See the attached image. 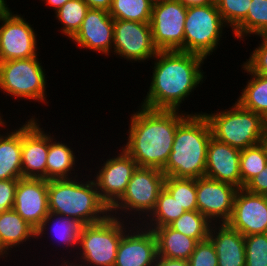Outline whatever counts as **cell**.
<instances>
[{
  "label": "cell",
  "instance_id": "cell-4",
  "mask_svg": "<svg viewBox=\"0 0 267 266\" xmlns=\"http://www.w3.org/2000/svg\"><path fill=\"white\" fill-rule=\"evenodd\" d=\"M80 177L83 180L77 176L48 181L49 212L70 217L82 225L98 223L110 215V209L100 198L92 174L86 176L88 181L83 175Z\"/></svg>",
  "mask_w": 267,
  "mask_h": 266
},
{
  "label": "cell",
  "instance_id": "cell-42",
  "mask_svg": "<svg viewBox=\"0 0 267 266\" xmlns=\"http://www.w3.org/2000/svg\"><path fill=\"white\" fill-rule=\"evenodd\" d=\"M89 8L110 11L112 0H83Z\"/></svg>",
  "mask_w": 267,
  "mask_h": 266
},
{
  "label": "cell",
  "instance_id": "cell-9",
  "mask_svg": "<svg viewBox=\"0 0 267 266\" xmlns=\"http://www.w3.org/2000/svg\"><path fill=\"white\" fill-rule=\"evenodd\" d=\"M226 27L228 28L215 3L187 7L184 52L198 54L208 59L207 57L215 53L220 46Z\"/></svg>",
  "mask_w": 267,
  "mask_h": 266
},
{
  "label": "cell",
  "instance_id": "cell-29",
  "mask_svg": "<svg viewBox=\"0 0 267 266\" xmlns=\"http://www.w3.org/2000/svg\"><path fill=\"white\" fill-rule=\"evenodd\" d=\"M185 212L171 194L163 188L158 196L155 208L141 224L154 230L157 227L169 225Z\"/></svg>",
  "mask_w": 267,
  "mask_h": 266
},
{
  "label": "cell",
  "instance_id": "cell-35",
  "mask_svg": "<svg viewBox=\"0 0 267 266\" xmlns=\"http://www.w3.org/2000/svg\"><path fill=\"white\" fill-rule=\"evenodd\" d=\"M252 0H215L224 23L233 31L247 16Z\"/></svg>",
  "mask_w": 267,
  "mask_h": 266
},
{
  "label": "cell",
  "instance_id": "cell-28",
  "mask_svg": "<svg viewBox=\"0 0 267 266\" xmlns=\"http://www.w3.org/2000/svg\"><path fill=\"white\" fill-rule=\"evenodd\" d=\"M232 33L239 41L247 40L250 35H267V0H252L246 18Z\"/></svg>",
  "mask_w": 267,
  "mask_h": 266
},
{
  "label": "cell",
  "instance_id": "cell-46",
  "mask_svg": "<svg viewBox=\"0 0 267 266\" xmlns=\"http://www.w3.org/2000/svg\"><path fill=\"white\" fill-rule=\"evenodd\" d=\"M7 5L6 0H0V14L5 13L6 11H9L10 8Z\"/></svg>",
  "mask_w": 267,
  "mask_h": 266
},
{
  "label": "cell",
  "instance_id": "cell-5",
  "mask_svg": "<svg viewBox=\"0 0 267 266\" xmlns=\"http://www.w3.org/2000/svg\"><path fill=\"white\" fill-rule=\"evenodd\" d=\"M129 225L133 223L111 214L98 223L83 225L77 255L72 259L84 266H114L119 242Z\"/></svg>",
  "mask_w": 267,
  "mask_h": 266
},
{
  "label": "cell",
  "instance_id": "cell-20",
  "mask_svg": "<svg viewBox=\"0 0 267 266\" xmlns=\"http://www.w3.org/2000/svg\"><path fill=\"white\" fill-rule=\"evenodd\" d=\"M240 154V149L211 137L207 147L205 177L242 189Z\"/></svg>",
  "mask_w": 267,
  "mask_h": 266
},
{
  "label": "cell",
  "instance_id": "cell-34",
  "mask_svg": "<svg viewBox=\"0 0 267 266\" xmlns=\"http://www.w3.org/2000/svg\"><path fill=\"white\" fill-rule=\"evenodd\" d=\"M164 188L185 211H197L196 179L166 177Z\"/></svg>",
  "mask_w": 267,
  "mask_h": 266
},
{
  "label": "cell",
  "instance_id": "cell-6",
  "mask_svg": "<svg viewBox=\"0 0 267 266\" xmlns=\"http://www.w3.org/2000/svg\"><path fill=\"white\" fill-rule=\"evenodd\" d=\"M232 104L228 109L214 113L203 112L210 124L212 137L240 150L261 143L265 119L243 108L237 101Z\"/></svg>",
  "mask_w": 267,
  "mask_h": 266
},
{
  "label": "cell",
  "instance_id": "cell-3",
  "mask_svg": "<svg viewBox=\"0 0 267 266\" xmlns=\"http://www.w3.org/2000/svg\"><path fill=\"white\" fill-rule=\"evenodd\" d=\"M212 137L210 124L201 112H191L178 125L172 151L162 172L166 177L205 176L207 147Z\"/></svg>",
  "mask_w": 267,
  "mask_h": 266
},
{
  "label": "cell",
  "instance_id": "cell-39",
  "mask_svg": "<svg viewBox=\"0 0 267 266\" xmlns=\"http://www.w3.org/2000/svg\"><path fill=\"white\" fill-rule=\"evenodd\" d=\"M19 179L0 180V213L13 209Z\"/></svg>",
  "mask_w": 267,
  "mask_h": 266
},
{
  "label": "cell",
  "instance_id": "cell-49",
  "mask_svg": "<svg viewBox=\"0 0 267 266\" xmlns=\"http://www.w3.org/2000/svg\"><path fill=\"white\" fill-rule=\"evenodd\" d=\"M3 117H4V116H3V114H2L1 111H0V123L4 120Z\"/></svg>",
  "mask_w": 267,
  "mask_h": 266
},
{
  "label": "cell",
  "instance_id": "cell-50",
  "mask_svg": "<svg viewBox=\"0 0 267 266\" xmlns=\"http://www.w3.org/2000/svg\"><path fill=\"white\" fill-rule=\"evenodd\" d=\"M265 130H267V117L265 118Z\"/></svg>",
  "mask_w": 267,
  "mask_h": 266
},
{
  "label": "cell",
  "instance_id": "cell-22",
  "mask_svg": "<svg viewBox=\"0 0 267 266\" xmlns=\"http://www.w3.org/2000/svg\"><path fill=\"white\" fill-rule=\"evenodd\" d=\"M36 240V229L25 221L14 209L0 213V259L11 257L12 249Z\"/></svg>",
  "mask_w": 267,
  "mask_h": 266
},
{
  "label": "cell",
  "instance_id": "cell-38",
  "mask_svg": "<svg viewBox=\"0 0 267 266\" xmlns=\"http://www.w3.org/2000/svg\"><path fill=\"white\" fill-rule=\"evenodd\" d=\"M261 43L257 45L250 57L243 64L253 73L267 76V35H259Z\"/></svg>",
  "mask_w": 267,
  "mask_h": 266
},
{
  "label": "cell",
  "instance_id": "cell-33",
  "mask_svg": "<svg viewBox=\"0 0 267 266\" xmlns=\"http://www.w3.org/2000/svg\"><path fill=\"white\" fill-rule=\"evenodd\" d=\"M266 164L267 150L262 142L241 150L240 175L243 188L252 178L265 169Z\"/></svg>",
  "mask_w": 267,
  "mask_h": 266
},
{
  "label": "cell",
  "instance_id": "cell-15",
  "mask_svg": "<svg viewBox=\"0 0 267 266\" xmlns=\"http://www.w3.org/2000/svg\"><path fill=\"white\" fill-rule=\"evenodd\" d=\"M26 120L22 123V178L46 179L49 132L35 115Z\"/></svg>",
  "mask_w": 267,
  "mask_h": 266
},
{
  "label": "cell",
  "instance_id": "cell-44",
  "mask_svg": "<svg viewBox=\"0 0 267 266\" xmlns=\"http://www.w3.org/2000/svg\"><path fill=\"white\" fill-rule=\"evenodd\" d=\"M44 1V4L48 7H52L54 9V13L59 10L66 2L70 0H41Z\"/></svg>",
  "mask_w": 267,
  "mask_h": 266
},
{
  "label": "cell",
  "instance_id": "cell-45",
  "mask_svg": "<svg viewBox=\"0 0 267 266\" xmlns=\"http://www.w3.org/2000/svg\"><path fill=\"white\" fill-rule=\"evenodd\" d=\"M60 259V260H59ZM57 258V260L59 261H57L56 260V264H55V266H84V265H82V264H80V263H78L77 261H75V260H72L71 258H64V257H60V258ZM65 259V260H64ZM70 259V260H69ZM58 263V264H57ZM59 263H61V264H59ZM46 266H51V264L50 265H46ZM52 266H54V264H52Z\"/></svg>",
  "mask_w": 267,
  "mask_h": 266
},
{
  "label": "cell",
  "instance_id": "cell-18",
  "mask_svg": "<svg viewBox=\"0 0 267 266\" xmlns=\"http://www.w3.org/2000/svg\"><path fill=\"white\" fill-rule=\"evenodd\" d=\"M114 19L108 11L89 8L77 33L70 39L79 49H88L104 56L113 50Z\"/></svg>",
  "mask_w": 267,
  "mask_h": 266
},
{
  "label": "cell",
  "instance_id": "cell-31",
  "mask_svg": "<svg viewBox=\"0 0 267 266\" xmlns=\"http://www.w3.org/2000/svg\"><path fill=\"white\" fill-rule=\"evenodd\" d=\"M211 225L212 223L198 211H186L169 224L172 229L198 242L208 239Z\"/></svg>",
  "mask_w": 267,
  "mask_h": 266
},
{
  "label": "cell",
  "instance_id": "cell-25",
  "mask_svg": "<svg viewBox=\"0 0 267 266\" xmlns=\"http://www.w3.org/2000/svg\"><path fill=\"white\" fill-rule=\"evenodd\" d=\"M55 140V141H54ZM66 144L51 135L49 131V150L47 154L46 163V180H56V179H69L77 177L79 173L75 172V169H80L77 167V158L73 149ZM77 161V162H76ZM74 171V172H72ZM74 175V176H73Z\"/></svg>",
  "mask_w": 267,
  "mask_h": 266
},
{
  "label": "cell",
  "instance_id": "cell-12",
  "mask_svg": "<svg viewBox=\"0 0 267 266\" xmlns=\"http://www.w3.org/2000/svg\"><path fill=\"white\" fill-rule=\"evenodd\" d=\"M113 55L130 62L153 59L159 51L152 39L150 22L114 19ZM115 53V54H114Z\"/></svg>",
  "mask_w": 267,
  "mask_h": 266
},
{
  "label": "cell",
  "instance_id": "cell-19",
  "mask_svg": "<svg viewBox=\"0 0 267 266\" xmlns=\"http://www.w3.org/2000/svg\"><path fill=\"white\" fill-rule=\"evenodd\" d=\"M13 209L37 229L49 214L48 180L19 179Z\"/></svg>",
  "mask_w": 267,
  "mask_h": 266
},
{
  "label": "cell",
  "instance_id": "cell-23",
  "mask_svg": "<svg viewBox=\"0 0 267 266\" xmlns=\"http://www.w3.org/2000/svg\"><path fill=\"white\" fill-rule=\"evenodd\" d=\"M82 226L81 223L70 217L49 212L42 224L36 229V240L42 239L43 237L46 238V234L48 235V239L50 237L49 235H51V241H56V246H62L69 254L72 252L75 253L72 256L74 257L78 250L79 234Z\"/></svg>",
  "mask_w": 267,
  "mask_h": 266
},
{
  "label": "cell",
  "instance_id": "cell-7",
  "mask_svg": "<svg viewBox=\"0 0 267 266\" xmlns=\"http://www.w3.org/2000/svg\"><path fill=\"white\" fill-rule=\"evenodd\" d=\"M165 178L162 170L137 167L125 192L110 208V214L131 223L141 224L155 208L158 196L164 188Z\"/></svg>",
  "mask_w": 267,
  "mask_h": 266
},
{
  "label": "cell",
  "instance_id": "cell-27",
  "mask_svg": "<svg viewBox=\"0 0 267 266\" xmlns=\"http://www.w3.org/2000/svg\"><path fill=\"white\" fill-rule=\"evenodd\" d=\"M244 73H248L250 79L242 88L237 102L245 109L267 117V76L251 72L244 64L241 65Z\"/></svg>",
  "mask_w": 267,
  "mask_h": 266
},
{
  "label": "cell",
  "instance_id": "cell-10",
  "mask_svg": "<svg viewBox=\"0 0 267 266\" xmlns=\"http://www.w3.org/2000/svg\"><path fill=\"white\" fill-rule=\"evenodd\" d=\"M187 7L179 0H169L152 6L150 27L155 47L159 51L184 52V24Z\"/></svg>",
  "mask_w": 267,
  "mask_h": 266
},
{
  "label": "cell",
  "instance_id": "cell-17",
  "mask_svg": "<svg viewBox=\"0 0 267 266\" xmlns=\"http://www.w3.org/2000/svg\"><path fill=\"white\" fill-rule=\"evenodd\" d=\"M226 223L243 236L267 233V195L238 189L231 217Z\"/></svg>",
  "mask_w": 267,
  "mask_h": 266
},
{
  "label": "cell",
  "instance_id": "cell-32",
  "mask_svg": "<svg viewBox=\"0 0 267 266\" xmlns=\"http://www.w3.org/2000/svg\"><path fill=\"white\" fill-rule=\"evenodd\" d=\"M152 6L149 0H112L109 14L113 19L150 22Z\"/></svg>",
  "mask_w": 267,
  "mask_h": 266
},
{
  "label": "cell",
  "instance_id": "cell-2",
  "mask_svg": "<svg viewBox=\"0 0 267 266\" xmlns=\"http://www.w3.org/2000/svg\"><path fill=\"white\" fill-rule=\"evenodd\" d=\"M138 107V111L131 114L126 144L121 148L138 167L163 170L172 151L177 127L189 112Z\"/></svg>",
  "mask_w": 267,
  "mask_h": 266
},
{
  "label": "cell",
  "instance_id": "cell-47",
  "mask_svg": "<svg viewBox=\"0 0 267 266\" xmlns=\"http://www.w3.org/2000/svg\"><path fill=\"white\" fill-rule=\"evenodd\" d=\"M262 143L265 145L266 150H267V130H264Z\"/></svg>",
  "mask_w": 267,
  "mask_h": 266
},
{
  "label": "cell",
  "instance_id": "cell-16",
  "mask_svg": "<svg viewBox=\"0 0 267 266\" xmlns=\"http://www.w3.org/2000/svg\"><path fill=\"white\" fill-rule=\"evenodd\" d=\"M158 257L153 230L134 223L122 236L114 266H154Z\"/></svg>",
  "mask_w": 267,
  "mask_h": 266
},
{
  "label": "cell",
  "instance_id": "cell-26",
  "mask_svg": "<svg viewBox=\"0 0 267 266\" xmlns=\"http://www.w3.org/2000/svg\"><path fill=\"white\" fill-rule=\"evenodd\" d=\"M157 240L158 256L189 260L198 241L172 229L169 225L153 230Z\"/></svg>",
  "mask_w": 267,
  "mask_h": 266
},
{
  "label": "cell",
  "instance_id": "cell-43",
  "mask_svg": "<svg viewBox=\"0 0 267 266\" xmlns=\"http://www.w3.org/2000/svg\"><path fill=\"white\" fill-rule=\"evenodd\" d=\"M182 2L186 7L191 6H205L208 4L215 3V0H179Z\"/></svg>",
  "mask_w": 267,
  "mask_h": 266
},
{
  "label": "cell",
  "instance_id": "cell-48",
  "mask_svg": "<svg viewBox=\"0 0 267 266\" xmlns=\"http://www.w3.org/2000/svg\"><path fill=\"white\" fill-rule=\"evenodd\" d=\"M165 1H169V0H149V2L152 4V5H156V4H159V3H163Z\"/></svg>",
  "mask_w": 267,
  "mask_h": 266
},
{
  "label": "cell",
  "instance_id": "cell-14",
  "mask_svg": "<svg viewBox=\"0 0 267 266\" xmlns=\"http://www.w3.org/2000/svg\"><path fill=\"white\" fill-rule=\"evenodd\" d=\"M238 188L207 177L196 179L197 211L211 223H226L232 214Z\"/></svg>",
  "mask_w": 267,
  "mask_h": 266
},
{
  "label": "cell",
  "instance_id": "cell-1",
  "mask_svg": "<svg viewBox=\"0 0 267 266\" xmlns=\"http://www.w3.org/2000/svg\"><path fill=\"white\" fill-rule=\"evenodd\" d=\"M203 56L178 50L158 51L153 57L147 95L140 106L182 111L181 104L206 80Z\"/></svg>",
  "mask_w": 267,
  "mask_h": 266
},
{
  "label": "cell",
  "instance_id": "cell-24",
  "mask_svg": "<svg viewBox=\"0 0 267 266\" xmlns=\"http://www.w3.org/2000/svg\"><path fill=\"white\" fill-rule=\"evenodd\" d=\"M18 125L1 133L6 130V119L0 123V180L22 178V125Z\"/></svg>",
  "mask_w": 267,
  "mask_h": 266
},
{
  "label": "cell",
  "instance_id": "cell-41",
  "mask_svg": "<svg viewBox=\"0 0 267 266\" xmlns=\"http://www.w3.org/2000/svg\"><path fill=\"white\" fill-rule=\"evenodd\" d=\"M154 266H190V265L188 260L168 259L165 257L158 256Z\"/></svg>",
  "mask_w": 267,
  "mask_h": 266
},
{
  "label": "cell",
  "instance_id": "cell-40",
  "mask_svg": "<svg viewBox=\"0 0 267 266\" xmlns=\"http://www.w3.org/2000/svg\"><path fill=\"white\" fill-rule=\"evenodd\" d=\"M244 189L253 194L267 195V164L260 174L244 186Z\"/></svg>",
  "mask_w": 267,
  "mask_h": 266
},
{
  "label": "cell",
  "instance_id": "cell-13",
  "mask_svg": "<svg viewBox=\"0 0 267 266\" xmlns=\"http://www.w3.org/2000/svg\"><path fill=\"white\" fill-rule=\"evenodd\" d=\"M118 152H115L116 156L113 155L103 161V164L101 162V167L97 166L99 170L92 178L96 183L100 198L109 209L121 198L138 167L121 146Z\"/></svg>",
  "mask_w": 267,
  "mask_h": 266
},
{
  "label": "cell",
  "instance_id": "cell-8",
  "mask_svg": "<svg viewBox=\"0 0 267 266\" xmlns=\"http://www.w3.org/2000/svg\"><path fill=\"white\" fill-rule=\"evenodd\" d=\"M39 56L0 62V90L14 99L49 102L46 71ZM47 85V86H46ZM3 91V92H2Z\"/></svg>",
  "mask_w": 267,
  "mask_h": 266
},
{
  "label": "cell",
  "instance_id": "cell-36",
  "mask_svg": "<svg viewBox=\"0 0 267 266\" xmlns=\"http://www.w3.org/2000/svg\"><path fill=\"white\" fill-rule=\"evenodd\" d=\"M245 266H267V233L244 236Z\"/></svg>",
  "mask_w": 267,
  "mask_h": 266
},
{
  "label": "cell",
  "instance_id": "cell-37",
  "mask_svg": "<svg viewBox=\"0 0 267 266\" xmlns=\"http://www.w3.org/2000/svg\"><path fill=\"white\" fill-rule=\"evenodd\" d=\"M188 261L190 266H218L216 249L211 240L198 242Z\"/></svg>",
  "mask_w": 267,
  "mask_h": 266
},
{
  "label": "cell",
  "instance_id": "cell-30",
  "mask_svg": "<svg viewBox=\"0 0 267 266\" xmlns=\"http://www.w3.org/2000/svg\"><path fill=\"white\" fill-rule=\"evenodd\" d=\"M88 10L89 6L83 0L66 2L54 13L55 20L62 25L58 31L70 40L80 29Z\"/></svg>",
  "mask_w": 267,
  "mask_h": 266
},
{
  "label": "cell",
  "instance_id": "cell-21",
  "mask_svg": "<svg viewBox=\"0 0 267 266\" xmlns=\"http://www.w3.org/2000/svg\"><path fill=\"white\" fill-rule=\"evenodd\" d=\"M208 238L213 243L218 266H245L244 236L227 223H212Z\"/></svg>",
  "mask_w": 267,
  "mask_h": 266
},
{
  "label": "cell",
  "instance_id": "cell-11",
  "mask_svg": "<svg viewBox=\"0 0 267 266\" xmlns=\"http://www.w3.org/2000/svg\"><path fill=\"white\" fill-rule=\"evenodd\" d=\"M24 17L11 10L0 14V62L40 55L37 32Z\"/></svg>",
  "mask_w": 267,
  "mask_h": 266
}]
</instances>
